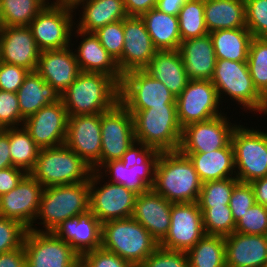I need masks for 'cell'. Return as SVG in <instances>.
<instances>
[{"instance_id": "obj_1", "label": "cell", "mask_w": 267, "mask_h": 267, "mask_svg": "<svg viewBox=\"0 0 267 267\" xmlns=\"http://www.w3.org/2000/svg\"><path fill=\"white\" fill-rule=\"evenodd\" d=\"M120 84L104 73L81 71L62 93L68 116L102 114L119 102Z\"/></svg>"}, {"instance_id": "obj_2", "label": "cell", "mask_w": 267, "mask_h": 267, "mask_svg": "<svg viewBox=\"0 0 267 267\" xmlns=\"http://www.w3.org/2000/svg\"><path fill=\"white\" fill-rule=\"evenodd\" d=\"M202 182L189 158L180 151L161 152L155 169L153 190L172 203L199 199Z\"/></svg>"}, {"instance_id": "obj_3", "label": "cell", "mask_w": 267, "mask_h": 267, "mask_svg": "<svg viewBox=\"0 0 267 267\" xmlns=\"http://www.w3.org/2000/svg\"><path fill=\"white\" fill-rule=\"evenodd\" d=\"M89 201V182L43 188L35 221L29 229L53 232L66 219L88 211ZM37 219L41 222L37 223ZM34 223L43 225L42 229Z\"/></svg>"}, {"instance_id": "obj_4", "label": "cell", "mask_w": 267, "mask_h": 267, "mask_svg": "<svg viewBox=\"0 0 267 267\" xmlns=\"http://www.w3.org/2000/svg\"><path fill=\"white\" fill-rule=\"evenodd\" d=\"M101 247L139 267L159 247V242L129 217L102 223Z\"/></svg>"}, {"instance_id": "obj_5", "label": "cell", "mask_w": 267, "mask_h": 267, "mask_svg": "<svg viewBox=\"0 0 267 267\" xmlns=\"http://www.w3.org/2000/svg\"><path fill=\"white\" fill-rule=\"evenodd\" d=\"M92 169L63 144L40 149L38 158L29 174L44 188L81 182H89Z\"/></svg>"}, {"instance_id": "obj_6", "label": "cell", "mask_w": 267, "mask_h": 267, "mask_svg": "<svg viewBox=\"0 0 267 267\" xmlns=\"http://www.w3.org/2000/svg\"><path fill=\"white\" fill-rule=\"evenodd\" d=\"M130 113L137 142L161 152L179 151L182 128L177 119L176 106H154Z\"/></svg>"}, {"instance_id": "obj_7", "label": "cell", "mask_w": 267, "mask_h": 267, "mask_svg": "<svg viewBox=\"0 0 267 267\" xmlns=\"http://www.w3.org/2000/svg\"><path fill=\"white\" fill-rule=\"evenodd\" d=\"M211 82L217 89L220 101L228 95L227 98L246 109L243 111L267 115V100L255 88L247 61L217 59Z\"/></svg>"}, {"instance_id": "obj_8", "label": "cell", "mask_w": 267, "mask_h": 267, "mask_svg": "<svg viewBox=\"0 0 267 267\" xmlns=\"http://www.w3.org/2000/svg\"><path fill=\"white\" fill-rule=\"evenodd\" d=\"M236 178L251 183L267 176V131L237 124L231 136Z\"/></svg>"}, {"instance_id": "obj_9", "label": "cell", "mask_w": 267, "mask_h": 267, "mask_svg": "<svg viewBox=\"0 0 267 267\" xmlns=\"http://www.w3.org/2000/svg\"><path fill=\"white\" fill-rule=\"evenodd\" d=\"M119 102L129 112H138L154 106H176V97L144 70H132L122 75Z\"/></svg>"}, {"instance_id": "obj_10", "label": "cell", "mask_w": 267, "mask_h": 267, "mask_svg": "<svg viewBox=\"0 0 267 267\" xmlns=\"http://www.w3.org/2000/svg\"><path fill=\"white\" fill-rule=\"evenodd\" d=\"M75 12V13H74ZM76 11L68 6L46 5L29 24L38 48L64 49L72 45ZM71 44V45H70Z\"/></svg>"}, {"instance_id": "obj_11", "label": "cell", "mask_w": 267, "mask_h": 267, "mask_svg": "<svg viewBox=\"0 0 267 267\" xmlns=\"http://www.w3.org/2000/svg\"><path fill=\"white\" fill-rule=\"evenodd\" d=\"M100 181H103L101 175L92 171L89 178V209L98 220L103 223L132 217L137 194L121 184L103 181L101 185Z\"/></svg>"}, {"instance_id": "obj_12", "label": "cell", "mask_w": 267, "mask_h": 267, "mask_svg": "<svg viewBox=\"0 0 267 267\" xmlns=\"http://www.w3.org/2000/svg\"><path fill=\"white\" fill-rule=\"evenodd\" d=\"M23 247L26 267H76L80 263V255L53 232L28 229Z\"/></svg>"}, {"instance_id": "obj_13", "label": "cell", "mask_w": 267, "mask_h": 267, "mask_svg": "<svg viewBox=\"0 0 267 267\" xmlns=\"http://www.w3.org/2000/svg\"><path fill=\"white\" fill-rule=\"evenodd\" d=\"M221 102L211 80H189L176 97L177 119L181 128L221 116L224 114L222 110L219 112Z\"/></svg>"}, {"instance_id": "obj_14", "label": "cell", "mask_w": 267, "mask_h": 267, "mask_svg": "<svg viewBox=\"0 0 267 267\" xmlns=\"http://www.w3.org/2000/svg\"><path fill=\"white\" fill-rule=\"evenodd\" d=\"M100 167L122 155L136 142L132 114L118 102L101 114Z\"/></svg>"}, {"instance_id": "obj_15", "label": "cell", "mask_w": 267, "mask_h": 267, "mask_svg": "<svg viewBox=\"0 0 267 267\" xmlns=\"http://www.w3.org/2000/svg\"><path fill=\"white\" fill-rule=\"evenodd\" d=\"M227 114L206 121L192 123L182 129L181 153H210L225 148L237 123H231ZM230 121V122H229Z\"/></svg>"}, {"instance_id": "obj_16", "label": "cell", "mask_w": 267, "mask_h": 267, "mask_svg": "<svg viewBox=\"0 0 267 267\" xmlns=\"http://www.w3.org/2000/svg\"><path fill=\"white\" fill-rule=\"evenodd\" d=\"M204 235L202 212L198 203H172L170 228L159 246L187 252Z\"/></svg>"}, {"instance_id": "obj_17", "label": "cell", "mask_w": 267, "mask_h": 267, "mask_svg": "<svg viewBox=\"0 0 267 267\" xmlns=\"http://www.w3.org/2000/svg\"><path fill=\"white\" fill-rule=\"evenodd\" d=\"M101 114L77 115L68 118L64 144L97 171L101 157Z\"/></svg>"}, {"instance_id": "obj_18", "label": "cell", "mask_w": 267, "mask_h": 267, "mask_svg": "<svg viewBox=\"0 0 267 267\" xmlns=\"http://www.w3.org/2000/svg\"><path fill=\"white\" fill-rule=\"evenodd\" d=\"M68 112L60 99L43 106L24 120L23 127L40 149L63 145L68 125Z\"/></svg>"}, {"instance_id": "obj_19", "label": "cell", "mask_w": 267, "mask_h": 267, "mask_svg": "<svg viewBox=\"0 0 267 267\" xmlns=\"http://www.w3.org/2000/svg\"><path fill=\"white\" fill-rule=\"evenodd\" d=\"M124 47L116 61L121 74L143 70L158 51L151 40L141 17L127 16L123 19Z\"/></svg>"}, {"instance_id": "obj_20", "label": "cell", "mask_w": 267, "mask_h": 267, "mask_svg": "<svg viewBox=\"0 0 267 267\" xmlns=\"http://www.w3.org/2000/svg\"><path fill=\"white\" fill-rule=\"evenodd\" d=\"M43 188L27 173L14 189L0 196V216L16 220L29 229L35 221Z\"/></svg>"}, {"instance_id": "obj_21", "label": "cell", "mask_w": 267, "mask_h": 267, "mask_svg": "<svg viewBox=\"0 0 267 267\" xmlns=\"http://www.w3.org/2000/svg\"><path fill=\"white\" fill-rule=\"evenodd\" d=\"M0 46L2 62L36 71L41 50L29 26L2 27Z\"/></svg>"}, {"instance_id": "obj_22", "label": "cell", "mask_w": 267, "mask_h": 267, "mask_svg": "<svg viewBox=\"0 0 267 267\" xmlns=\"http://www.w3.org/2000/svg\"><path fill=\"white\" fill-rule=\"evenodd\" d=\"M43 50L40 52L36 72L61 96L80 74L74 49Z\"/></svg>"}, {"instance_id": "obj_23", "label": "cell", "mask_w": 267, "mask_h": 267, "mask_svg": "<svg viewBox=\"0 0 267 267\" xmlns=\"http://www.w3.org/2000/svg\"><path fill=\"white\" fill-rule=\"evenodd\" d=\"M102 223L89 209L55 228L53 233L67 242L80 256L101 247Z\"/></svg>"}, {"instance_id": "obj_24", "label": "cell", "mask_w": 267, "mask_h": 267, "mask_svg": "<svg viewBox=\"0 0 267 267\" xmlns=\"http://www.w3.org/2000/svg\"><path fill=\"white\" fill-rule=\"evenodd\" d=\"M171 207L172 202L150 189L137 195L132 218L160 243L170 228Z\"/></svg>"}, {"instance_id": "obj_25", "label": "cell", "mask_w": 267, "mask_h": 267, "mask_svg": "<svg viewBox=\"0 0 267 267\" xmlns=\"http://www.w3.org/2000/svg\"><path fill=\"white\" fill-rule=\"evenodd\" d=\"M160 153L161 151L157 150L144 164L135 165L129 169L124 168L121 160L108 161L97 172L103 180L104 175L108 176L110 178L107 181L121 184L139 195L153 188L155 169Z\"/></svg>"}, {"instance_id": "obj_26", "label": "cell", "mask_w": 267, "mask_h": 267, "mask_svg": "<svg viewBox=\"0 0 267 267\" xmlns=\"http://www.w3.org/2000/svg\"><path fill=\"white\" fill-rule=\"evenodd\" d=\"M226 267H265L267 235L233 232L225 236Z\"/></svg>"}, {"instance_id": "obj_27", "label": "cell", "mask_w": 267, "mask_h": 267, "mask_svg": "<svg viewBox=\"0 0 267 267\" xmlns=\"http://www.w3.org/2000/svg\"><path fill=\"white\" fill-rule=\"evenodd\" d=\"M178 51L189 80H211L217 59L209 33L181 41Z\"/></svg>"}, {"instance_id": "obj_28", "label": "cell", "mask_w": 267, "mask_h": 267, "mask_svg": "<svg viewBox=\"0 0 267 267\" xmlns=\"http://www.w3.org/2000/svg\"><path fill=\"white\" fill-rule=\"evenodd\" d=\"M76 33L82 39L74 51L80 70L107 74L120 84L122 74L117 62L101 45L99 38L94 33H86L79 29L72 34Z\"/></svg>"}, {"instance_id": "obj_29", "label": "cell", "mask_w": 267, "mask_h": 267, "mask_svg": "<svg viewBox=\"0 0 267 267\" xmlns=\"http://www.w3.org/2000/svg\"><path fill=\"white\" fill-rule=\"evenodd\" d=\"M143 70L162 82L174 97L180 95L189 81L178 50L157 51Z\"/></svg>"}, {"instance_id": "obj_30", "label": "cell", "mask_w": 267, "mask_h": 267, "mask_svg": "<svg viewBox=\"0 0 267 267\" xmlns=\"http://www.w3.org/2000/svg\"><path fill=\"white\" fill-rule=\"evenodd\" d=\"M77 7H81L83 11L75 27L86 33H94L99 28L128 16L123 0H81L73 9L76 10Z\"/></svg>"}, {"instance_id": "obj_31", "label": "cell", "mask_w": 267, "mask_h": 267, "mask_svg": "<svg viewBox=\"0 0 267 267\" xmlns=\"http://www.w3.org/2000/svg\"><path fill=\"white\" fill-rule=\"evenodd\" d=\"M182 154L187 156L192 162L202 183L236 177L234 152L231 142L225 148H220L210 153Z\"/></svg>"}, {"instance_id": "obj_32", "label": "cell", "mask_w": 267, "mask_h": 267, "mask_svg": "<svg viewBox=\"0 0 267 267\" xmlns=\"http://www.w3.org/2000/svg\"><path fill=\"white\" fill-rule=\"evenodd\" d=\"M21 116L24 119L34 115L43 106L60 100L58 92L36 72L32 71L16 92Z\"/></svg>"}, {"instance_id": "obj_33", "label": "cell", "mask_w": 267, "mask_h": 267, "mask_svg": "<svg viewBox=\"0 0 267 267\" xmlns=\"http://www.w3.org/2000/svg\"><path fill=\"white\" fill-rule=\"evenodd\" d=\"M208 32L246 27L245 0H204Z\"/></svg>"}, {"instance_id": "obj_34", "label": "cell", "mask_w": 267, "mask_h": 267, "mask_svg": "<svg viewBox=\"0 0 267 267\" xmlns=\"http://www.w3.org/2000/svg\"><path fill=\"white\" fill-rule=\"evenodd\" d=\"M143 19L154 47L158 51L178 50L181 44L178 16L163 13L157 8L144 13Z\"/></svg>"}, {"instance_id": "obj_35", "label": "cell", "mask_w": 267, "mask_h": 267, "mask_svg": "<svg viewBox=\"0 0 267 267\" xmlns=\"http://www.w3.org/2000/svg\"><path fill=\"white\" fill-rule=\"evenodd\" d=\"M209 34L213 41L216 59L247 61L253 39L247 27L217 30Z\"/></svg>"}, {"instance_id": "obj_36", "label": "cell", "mask_w": 267, "mask_h": 267, "mask_svg": "<svg viewBox=\"0 0 267 267\" xmlns=\"http://www.w3.org/2000/svg\"><path fill=\"white\" fill-rule=\"evenodd\" d=\"M186 253L189 267H226L224 236L205 234Z\"/></svg>"}, {"instance_id": "obj_37", "label": "cell", "mask_w": 267, "mask_h": 267, "mask_svg": "<svg viewBox=\"0 0 267 267\" xmlns=\"http://www.w3.org/2000/svg\"><path fill=\"white\" fill-rule=\"evenodd\" d=\"M12 165L29 173L38 158L40 148L24 127L9 128Z\"/></svg>"}, {"instance_id": "obj_38", "label": "cell", "mask_w": 267, "mask_h": 267, "mask_svg": "<svg viewBox=\"0 0 267 267\" xmlns=\"http://www.w3.org/2000/svg\"><path fill=\"white\" fill-rule=\"evenodd\" d=\"M45 6L43 0H0L1 26H29Z\"/></svg>"}, {"instance_id": "obj_39", "label": "cell", "mask_w": 267, "mask_h": 267, "mask_svg": "<svg viewBox=\"0 0 267 267\" xmlns=\"http://www.w3.org/2000/svg\"><path fill=\"white\" fill-rule=\"evenodd\" d=\"M181 40L208 34L204 19V0H188L178 14Z\"/></svg>"}, {"instance_id": "obj_40", "label": "cell", "mask_w": 267, "mask_h": 267, "mask_svg": "<svg viewBox=\"0 0 267 267\" xmlns=\"http://www.w3.org/2000/svg\"><path fill=\"white\" fill-rule=\"evenodd\" d=\"M247 65L255 88L267 100V38L253 37Z\"/></svg>"}, {"instance_id": "obj_41", "label": "cell", "mask_w": 267, "mask_h": 267, "mask_svg": "<svg viewBox=\"0 0 267 267\" xmlns=\"http://www.w3.org/2000/svg\"><path fill=\"white\" fill-rule=\"evenodd\" d=\"M199 208L202 212L205 234L225 237L234 232L236 223L229 205Z\"/></svg>"}, {"instance_id": "obj_42", "label": "cell", "mask_w": 267, "mask_h": 267, "mask_svg": "<svg viewBox=\"0 0 267 267\" xmlns=\"http://www.w3.org/2000/svg\"><path fill=\"white\" fill-rule=\"evenodd\" d=\"M239 182L236 177L202 183L199 207H218L229 205L232 191Z\"/></svg>"}, {"instance_id": "obj_43", "label": "cell", "mask_w": 267, "mask_h": 267, "mask_svg": "<svg viewBox=\"0 0 267 267\" xmlns=\"http://www.w3.org/2000/svg\"><path fill=\"white\" fill-rule=\"evenodd\" d=\"M234 232L267 235V207L255 203L236 222Z\"/></svg>"}, {"instance_id": "obj_44", "label": "cell", "mask_w": 267, "mask_h": 267, "mask_svg": "<svg viewBox=\"0 0 267 267\" xmlns=\"http://www.w3.org/2000/svg\"><path fill=\"white\" fill-rule=\"evenodd\" d=\"M245 13L252 36L267 38V0H245Z\"/></svg>"}, {"instance_id": "obj_45", "label": "cell", "mask_w": 267, "mask_h": 267, "mask_svg": "<svg viewBox=\"0 0 267 267\" xmlns=\"http://www.w3.org/2000/svg\"><path fill=\"white\" fill-rule=\"evenodd\" d=\"M94 34L115 61L122 56L124 47L123 20L109 23L99 28Z\"/></svg>"}, {"instance_id": "obj_46", "label": "cell", "mask_w": 267, "mask_h": 267, "mask_svg": "<svg viewBox=\"0 0 267 267\" xmlns=\"http://www.w3.org/2000/svg\"><path fill=\"white\" fill-rule=\"evenodd\" d=\"M27 230L20 222L0 216V254L20 248Z\"/></svg>"}, {"instance_id": "obj_47", "label": "cell", "mask_w": 267, "mask_h": 267, "mask_svg": "<svg viewBox=\"0 0 267 267\" xmlns=\"http://www.w3.org/2000/svg\"><path fill=\"white\" fill-rule=\"evenodd\" d=\"M17 93L0 90V125L3 129L23 126Z\"/></svg>"}, {"instance_id": "obj_48", "label": "cell", "mask_w": 267, "mask_h": 267, "mask_svg": "<svg viewBox=\"0 0 267 267\" xmlns=\"http://www.w3.org/2000/svg\"><path fill=\"white\" fill-rule=\"evenodd\" d=\"M139 267H189V260L185 251L159 246Z\"/></svg>"}, {"instance_id": "obj_49", "label": "cell", "mask_w": 267, "mask_h": 267, "mask_svg": "<svg viewBox=\"0 0 267 267\" xmlns=\"http://www.w3.org/2000/svg\"><path fill=\"white\" fill-rule=\"evenodd\" d=\"M254 190L250 183L238 182L231 194L229 208L232 212V217L235 223L243 216V214L254 204Z\"/></svg>"}, {"instance_id": "obj_50", "label": "cell", "mask_w": 267, "mask_h": 267, "mask_svg": "<svg viewBox=\"0 0 267 267\" xmlns=\"http://www.w3.org/2000/svg\"><path fill=\"white\" fill-rule=\"evenodd\" d=\"M80 263L84 267H136L134 264L120 258L117 254L102 247L82 254Z\"/></svg>"}, {"instance_id": "obj_51", "label": "cell", "mask_w": 267, "mask_h": 267, "mask_svg": "<svg viewBox=\"0 0 267 267\" xmlns=\"http://www.w3.org/2000/svg\"><path fill=\"white\" fill-rule=\"evenodd\" d=\"M29 70L4 62L0 63V90L16 93Z\"/></svg>"}, {"instance_id": "obj_52", "label": "cell", "mask_w": 267, "mask_h": 267, "mask_svg": "<svg viewBox=\"0 0 267 267\" xmlns=\"http://www.w3.org/2000/svg\"><path fill=\"white\" fill-rule=\"evenodd\" d=\"M156 151L154 147L136 141L120 160L123 162L124 168L129 169L135 165L144 164Z\"/></svg>"}, {"instance_id": "obj_53", "label": "cell", "mask_w": 267, "mask_h": 267, "mask_svg": "<svg viewBox=\"0 0 267 267\" xmlns=\"http://www.w3.org/2000/svg\"><path fill=\"white\" fill-rule=\"evenodd\" d=\"M26 174L14 166L0 170V196L14 189Z\"/></svg>"}, {"instance_id": "obj_54", "label": "cell", "mask_w": 267, "mask_h": 267, "mask_svg": "<svg viewBox=\"0 0 267 267\" xmlns=\"http://www.w3.org/2000/svg\"><path fill=\"white\" fill-rule=\"evenodd\" d=\"M0 267H26V253L23 245L15 250L1 253Z\"/></svg>"}, {"instance_id": "obj_55", "label": "cell", "mask_w": 267, "mask_h": 267, "mask_svg": "<svg viewBox=\"0 0 267 267\" xmlns=\"http://www.w3.org/2000/svg\"><path fill=\"white\" fill-rule=\"evenodd\" d=\"M128 16L141 17L144 13L156 8L158 0H123Z\"/></svg>"}, {"instance_id": "obj_56", "label": "cell", "mask_w": 267, "mask_h": 267, "mask_svg": "<svg viewBox=\"0 0 267 267\" xmlns=\"http://www.w3.org/2000/svg\"><path fill=\"white\" fill-rule=\"evenodd\" d=\"M13 167L10 154L9 128L0 133V170Z\"/></svg>"}, {"instance_id": "obj_57", "label": "cell", "mask_w": 267, "mask_h": 267, "mask_svg": "<svg viewBox=\"0 0 267 267\" xmlns=\"http://www.w3.org/2000/svg\"><path fill=\"white\" fill-rule=\"evenodd\" d=\"M250 184L254 190L256 203L267 207V176L254 180Z\"/></svg>"}, {"instance_id": "obj_58", "label": "cell", "mask_w": 267, "mask_h": 267, "mask_svg": "<svg viewBox=\"0 0 267 267\" xmlns=\"http://www.w3.org/2000/svg\"><path fill=\"white\" fill-rule=\"evenodd\" d=\"M188 0H158L156 8L166 14L178 16L181 7Z\"/></svg>"}, {"instance_id": "obj_59", "label": "cell", "mask_w": 267, "mask_h": 267, "mask_svg": "<svg viewBox=\"0 0 267 267\" xmlns=\"http://www.w3.org/2000/svg\"><path fill=\"white\" fill-rule=\"evenodd\" d=\"M46 5H55V6H68L74 8L75 5L81 0H43ZM49 1V2H48ZM51 2V3H50Z\"/></svg>"}, {"instance_id": "obj_60", "label": "cell", "mask_w": 267, "mask_h": 267, "mask_svg": "<svg viewBox=\"0 0 267 267\" xmlns=\"http://www.w3.org/2000/svg\"><path fill=\"white\" fill-rule=\"evenodd\" d=\"M76 267H84L81 263H79Z\"/></svg>"}, {"instance_id": "obj_61", "label": "cell", "mask_w": 267, "mask_h": 267, "mask_svg": "<svg viewBox=\"0 0 267 267\" xmlns=\"http://www.w3.org/2000/svg\"><path fill=\"white\" fill-rule=\"evenodd\" d=\"M2 61H1V46H0V63H1Z\"/></svg>"}, {"instance_id": "obj_62", "label": "cell", "mask_w": 267, "mask_h": 267, "mask_svg": "<svg viewBox=\"0 0 267 267\" xmlns=\"http://www.w3.org/2000/svg\"><path fill=\"white\" fill-rule=\"evenodd\" d=\"M4 129L2 128V126L0 125V133L3 131Z\"/></svg>"}]
</instances>
